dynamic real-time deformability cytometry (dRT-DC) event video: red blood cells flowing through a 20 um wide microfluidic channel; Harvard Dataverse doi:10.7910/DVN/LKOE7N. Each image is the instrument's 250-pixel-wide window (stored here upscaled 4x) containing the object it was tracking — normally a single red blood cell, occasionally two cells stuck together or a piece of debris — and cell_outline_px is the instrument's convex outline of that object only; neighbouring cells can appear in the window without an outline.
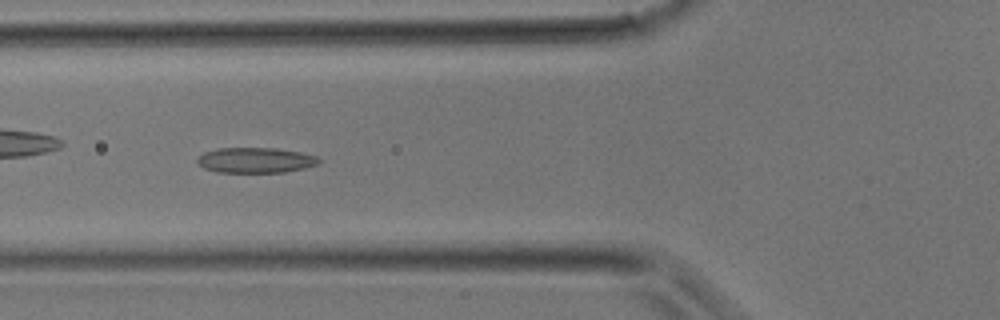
{"species": "common noctule bat (a hibernating species)", "species_latin": "Nyctalus noctula", "temperature_condition": "room temperature", "stored_images_in_passage": 18, "camera_frame_rate_fps": 3000, "um_per_image_px": 0.085, "animal": {"sex": "male", "body_mass_g": 17.9}, "frame": {"image": 1, "passage_image": 13, "time_ms": 4.0, "image_size_px": [1000, 320], "cell_outline_px": [[320, 164], [304, 168], [284, 172], [216, 172], [204, 168], [196, 160], [204, 152], [216, 148], [276, 148], [300, 152], [316, 156], [320, 160]], "centroid_in_image_um": [21.73, 13.61], "position_along_channel_um": 104.1, "area_um2": 17.92}}
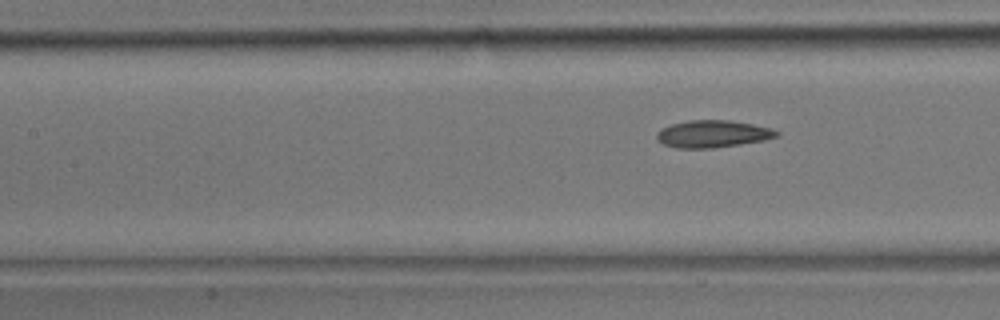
{"frame": {"image": 2, "passage_image": 18, "time_ms": 5.667, "image_size_px": [1000, 320], "cell_outline_px": [[780, 136], [764, 140], [740, 144], [712, 148], [676, 148], [664, 144], [656, 140], [656, 132], [660, 128], [672, 124], [688, 120], [728, 120], [752, 124], [772, 128], [780, 132]], "centroid_in_image_um": [60.57, 11.38], "position_along_channel_um": 146.8, "area_um2": 19.13}}